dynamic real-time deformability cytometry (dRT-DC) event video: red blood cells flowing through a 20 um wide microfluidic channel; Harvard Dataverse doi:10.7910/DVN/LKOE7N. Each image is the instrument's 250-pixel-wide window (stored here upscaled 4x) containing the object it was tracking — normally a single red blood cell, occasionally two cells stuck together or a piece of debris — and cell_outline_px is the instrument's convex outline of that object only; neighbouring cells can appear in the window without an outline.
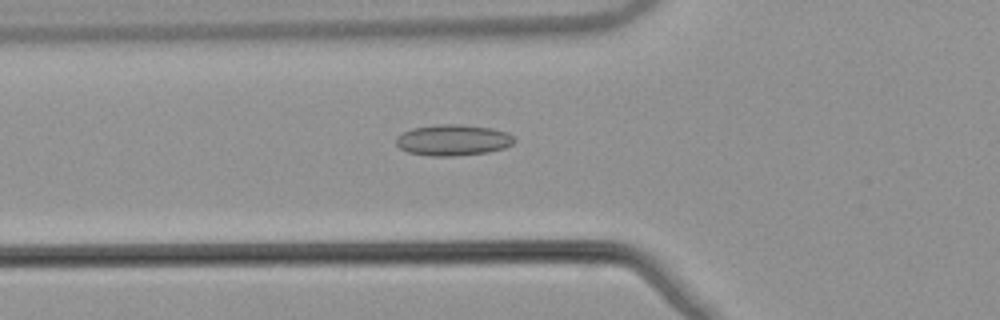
{"species": "common noctule bat (a hibernating species)", "species_latin": "Nyctalus noctula", "temperature_condition": "warm", "stored_images_in_passage": 54, "camera_frame_rate_fps": 3000, "um_per_image_px": 0.085, "animal": {"sex": "male", "body_mass_g": 21.5, "forearm_length_mm": 52.0}, "frame": {"image": 1, "passage_image": 20, "time_ms": 6.333, "image_size_px": [1000, 320], "cell_outline_px": [[516, 140], [512, 144], [504, 148], [488, 152], [456, 156], [428, 156], [408, 152], [400, 148], [396, 144], [396, 136], [412, 128], [440, 124], [464, 124], [492, 128], [504, 132], [512, 136]], "centroid_in_image_um": [38.49, 11.91], "position_along_channel_um": 87.3, "area_um2": 21.44}}
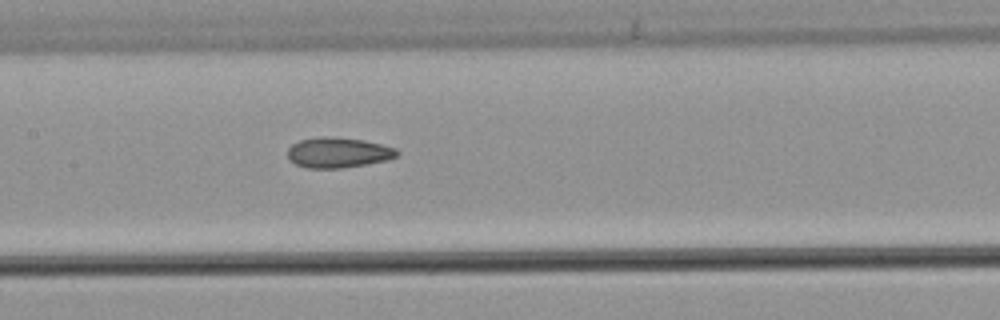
{"frame": {"image": 2, "passage_image": 27, "time_ms": 8.667, "image_size_px": [1000, 320], "cell_outline_px": [[400, 152], [396, 156], [388, 160], [368, 164], [340, 168], [308, 168], [296, 164], [288, 160], [288, 148], [292, 144], [300, 140], [324, 136], [328, 136], [364, 140], [396, 148]], "centroid_in_image_um": [28.74, 12.97], "position_along_channel_um": 178.7, "area_um2": 19.36}}
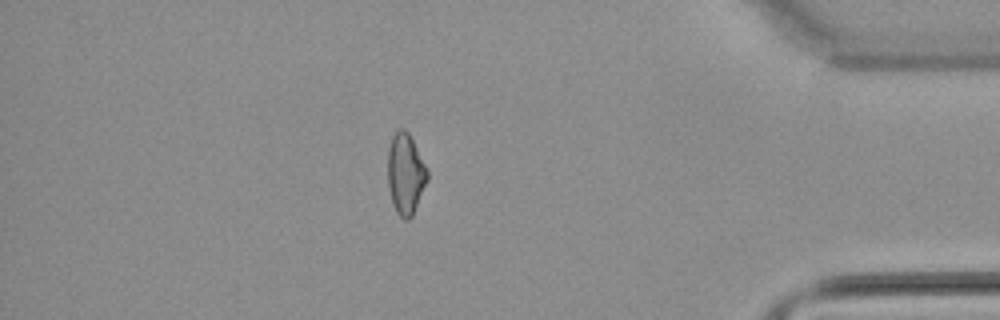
{"frame": {"image": 3, "passage_image": 47, "time_ms": 15.333, "image_size_px": [1000, 320], "cell_outline_px": [[428, 180], [412, 216], [408, 220], [404, 220], [396, 212], [392, 204], [388, 188], [388, 148], [392, 136], [400, 128], [404, 128], [408, 132], [428, 172]], "centroid_in_image_um": [34.45, 14.81], "position_along_channel_um": 400.8, "area_um2": 18.55}, "authors_computed_cell_mechanics": {"area_um2": 19.9121, "velocity_mm_per_s": 3.8875, "shape_relaxation_time_tau1_ms": null, "shape_relaxation_time_tau2_ms": 3.1692, "deformation_change_tau1": null, "deformation_change_tau2": 0.0999}}